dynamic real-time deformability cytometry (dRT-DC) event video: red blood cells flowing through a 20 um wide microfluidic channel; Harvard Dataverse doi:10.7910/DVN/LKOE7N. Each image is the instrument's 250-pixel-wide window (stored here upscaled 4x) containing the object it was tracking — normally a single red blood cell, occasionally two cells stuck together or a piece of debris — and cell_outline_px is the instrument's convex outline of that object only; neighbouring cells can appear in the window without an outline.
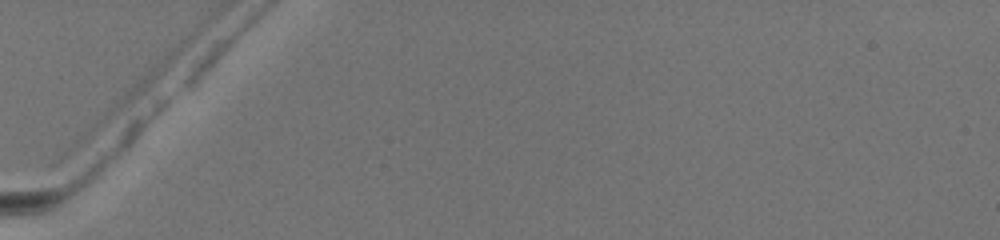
{"species": "common noctule bat (a hibernating species)", "species_latin": "Nyctalus noctula", "temperature_condition": "warm", "stored_images_in_passage": 2, "camera_frame_rate_fps": 3000, "um_per_image_px": 0.085, "animal": {"sex": "female", "body_mass_g": 19.5, "forearm_length_mm": 54.1}, "frame": {"image": 1, "passage_image": 1, "time_ms": 0.0, "image_size_px": [1000, 240], "cell_outline_px": [[144, 124], [136, 136], [88, 184], [80, 188], [72, 188], [72, 176], [132, 120], [140, 120]], "centroid_in_image_um": [9.02, 13.15], "position_along_channel_um": 76.0, "area_um2": 10.0}}